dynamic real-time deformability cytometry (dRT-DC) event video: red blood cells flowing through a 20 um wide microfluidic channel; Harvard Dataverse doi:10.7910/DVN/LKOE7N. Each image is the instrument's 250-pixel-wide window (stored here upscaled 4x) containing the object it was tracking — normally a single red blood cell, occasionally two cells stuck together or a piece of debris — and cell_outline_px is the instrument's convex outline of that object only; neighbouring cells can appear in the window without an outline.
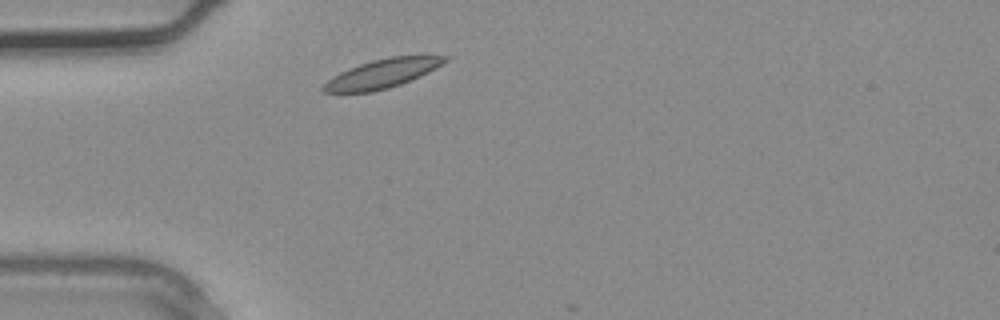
{"species": "common noctule bat (a hibernating species)", "species_latin": "Nyctalus noctula", "temperature_condition": "warm", "stored_images_in_passage": 1, "camera_frame_rate_fps": 3000, "um_per_image_px": 0.085, "animal": {"sex": "male", "body_mass_g": 20.4}, "frame": {"image": 1, "passage_image": 1, "time_ms": 0.0, "image_size_px": [1000, 320], "cell_outline_px": [[452, 56], [448, 60], [436, 68], [420, 76], [400, 84], [388, 88], [372, 92], [324, 92], [320, 88], [332, 76], [340, 72], [360, 64], [372, 60], [392, 56]], "centroid_in_image_um": [32.49, 6.25], "position_along_channel_um": 52.5, "area_um2": 20.23}}